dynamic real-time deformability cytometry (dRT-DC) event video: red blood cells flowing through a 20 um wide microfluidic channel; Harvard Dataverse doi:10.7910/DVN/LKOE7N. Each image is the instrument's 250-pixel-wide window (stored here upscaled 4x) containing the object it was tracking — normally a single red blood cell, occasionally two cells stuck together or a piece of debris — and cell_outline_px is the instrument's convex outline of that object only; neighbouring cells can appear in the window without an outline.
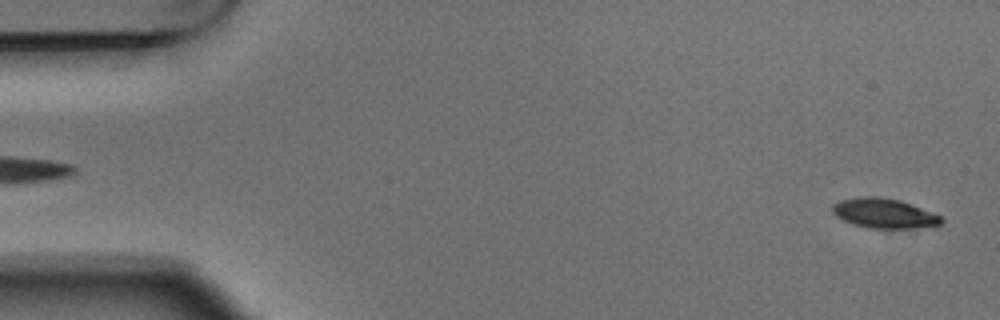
{"species": "Egyptian fruit bat (a non-hibernating species)", "species_latin": "Rousettus aegyptiacus", "temperature_condition": "warm", "stored_images_in_passage": 5, "camera_frame_rate_fps": 3000, "um_per_image_px": 0.085, "animal": {"sex": "male"}, "frame": {"image": 1, "passage_image": 5, "time_ms": 1.333, "image_size_px": [1000, 320], "cell_outline_px": [[944, 220], [940, 224], [912, 228], [868, 228], [852, 224], [836, 216], [832, 212], [832, 204], [840, 200], [860, 196], [880, 196], [900, 200], [940, 216]], "centroid_in_image_um": [75.08, 18.12], "position_along_channel_um": 9.9, "area_um2": 18.73}}